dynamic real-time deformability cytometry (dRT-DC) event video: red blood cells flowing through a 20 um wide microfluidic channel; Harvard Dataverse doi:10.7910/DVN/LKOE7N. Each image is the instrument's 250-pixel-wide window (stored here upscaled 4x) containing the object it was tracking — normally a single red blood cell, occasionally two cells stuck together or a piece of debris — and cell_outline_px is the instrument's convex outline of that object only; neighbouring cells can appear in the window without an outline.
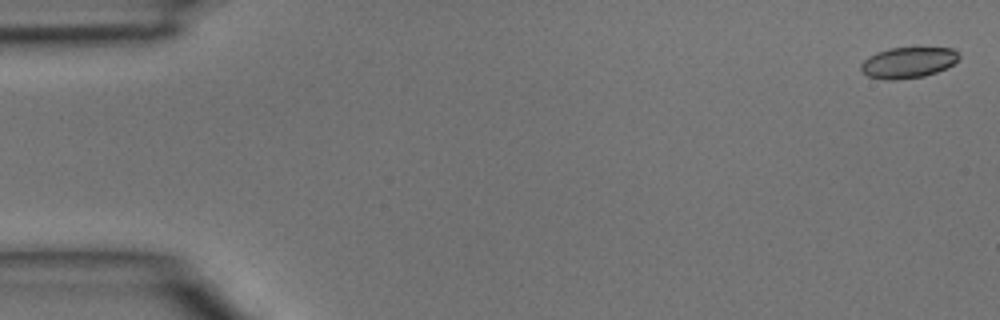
{"species": "common noctule bat (a hibernating species)", "species_latin": "Nyctalus noctula", "temperature_condition": "room temperature", "stored_images_in_passage": 5, "segment_of_instrument_passage": [2, 2], "camera_frame_rate_fps": 3000, "um_per_image_px": 0.085, "animal": {"sex": "male", "body_mass_g": 15.6}, "frame": {"image": 1, "passage_image": 5, "time_ms": 1.333, "image_size_px": [1000, 320], "cell_outline_px": [[960, 56], [952, 64], [936, 72], [924, 76], [892, 80], [888, 80], [868, 76], [860, 68], [860, 64], [868, 56], [876, 52], [888, 48], [952, 48]], "centroid_in_image_um": [77.14, 5.31], "position_along_channel_um": 7.9, "area_um2": 17.4}}